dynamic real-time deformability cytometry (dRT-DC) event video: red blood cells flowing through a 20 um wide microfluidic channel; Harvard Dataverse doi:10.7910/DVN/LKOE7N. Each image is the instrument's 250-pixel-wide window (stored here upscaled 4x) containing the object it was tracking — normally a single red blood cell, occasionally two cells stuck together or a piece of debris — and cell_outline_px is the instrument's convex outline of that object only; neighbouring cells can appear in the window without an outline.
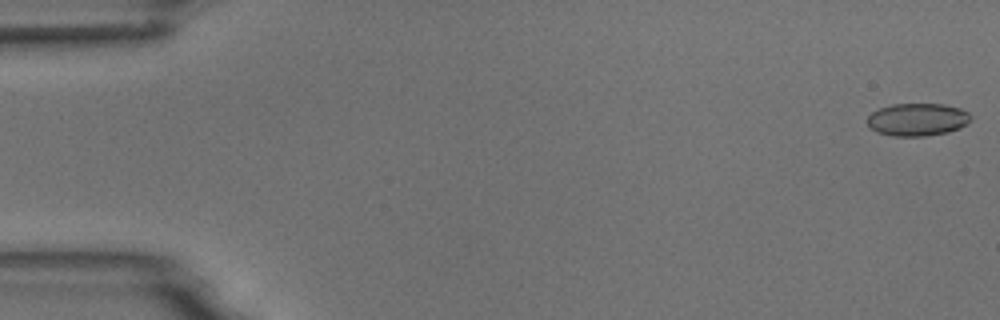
{"species": "common noctule bat (a hibernating species)", "species_latin": "Nyctalus noctula", "temperature_condition": "room temperature", "stored_images_in_passage": 8, "camera_frame_rate_fps": 3000, "um_per_image_px": 0.085, "animal": {"sex": "male", "body_mass_g": 18.8}, "frame": {"image": 1, "passage_image": 1, "time_ms": 0.0, "image_size_px": [1000, 320], "cell_outline_px": [[972, 116], [960, 128], [948, 132], [924, 136], [892, 136], [876, 132], [868, 128], [868, 116], [872, 112], [880, 108], [892, 104], [944, 104], [960, 108], [968, 112]], "centroid_in_image_um": [77.95, 10.16], "position_along_channel_um": 7.0, "area_um2": 19.71}}